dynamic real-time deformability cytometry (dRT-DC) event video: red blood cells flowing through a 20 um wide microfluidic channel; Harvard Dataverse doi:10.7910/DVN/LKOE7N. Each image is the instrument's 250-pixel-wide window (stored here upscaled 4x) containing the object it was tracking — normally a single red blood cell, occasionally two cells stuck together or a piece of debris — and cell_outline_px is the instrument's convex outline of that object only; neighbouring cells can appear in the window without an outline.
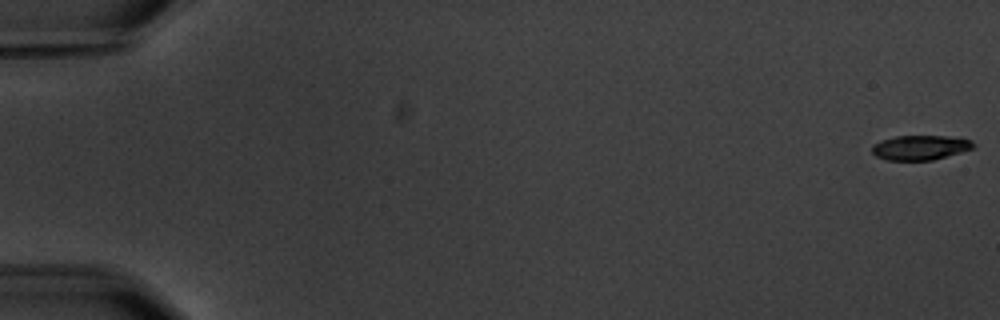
{"species": "common noctule bat (a hibernating species)", "species_latin": "Nyctalus noctula", "temperature_condition": "warm", "stored_images_in_passage": 7, "segment_of_instrument_passage": [1, 2], "camera_frame_rate_fps": 3000, "um_per_image_px": 0.085, "animal": {"sex": "male", "body_mass_g": 20.1, "forearm_length_mm": 53.5}, "frame": {"image": 1, "passage_image": 1, "time_ms": 0.0, "image_size_px": [1000, 320], "cell_outline_px": [[976, 144], [972, 148], [960, 152], [932, 160], [888, 160], [876, 156], [872, 152], [872, 144], [880, 140], [896, 136], [948, 136], [972, 140]], "centroid_in_image_um": [78.19, 12.53], "position_along_channel_um": 6.8, "area_um2": 14.51}}
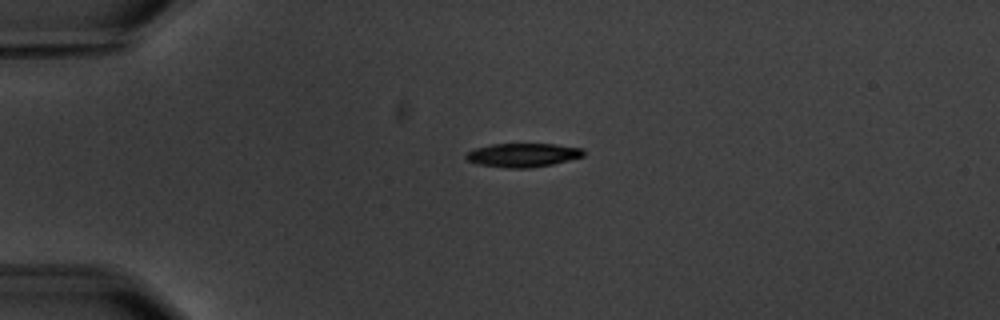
{"frame": {"image": 2, "passage_image": 5, "time_ms": 4.667, "image_size_px": [1000, 320], "cell_outline_px": [[584, 156], [552, 164], [528, 168], [508, 168], [480, 164], [468, 160], [464, 156], [468, 152], [476, 148], [492, 144], [556, 144], [584, 148]], "centroid_in_image_um": [44.48, 13.17], "position_along_channel_um": 40.5, "area_um2": 16.13}}